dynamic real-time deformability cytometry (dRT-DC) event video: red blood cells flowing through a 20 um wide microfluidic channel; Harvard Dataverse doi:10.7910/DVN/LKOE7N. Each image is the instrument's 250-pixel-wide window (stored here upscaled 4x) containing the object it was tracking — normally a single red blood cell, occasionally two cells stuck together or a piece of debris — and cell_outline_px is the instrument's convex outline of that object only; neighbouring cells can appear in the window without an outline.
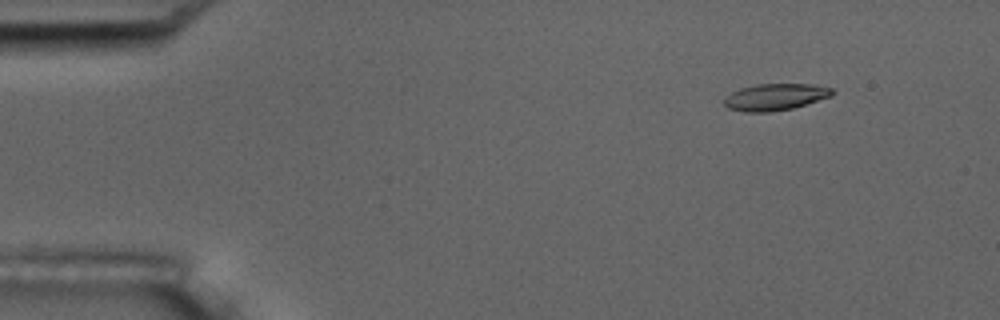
{"species": "common noctule bat (a hibernating species)", "species_latin": "Nyctalus noctula", "temperature_condition": "room temperature", "stored_images_in_passage": 6, "camera_frame_rate_fps": 3000, "um_per_image_px": 0.085, "animal": {"sex": "male", "body_mass_g": 17.5, "forearm_length_mm": 52.3}, "frame": {"image": 1, "passage_image": 2, "time_ms": 1.0, "image_size_px": [1000, 320], "cell_outline_px": [[832, 96], [792, 108], [772, 112], [744, 112], [728, 108], [724, 104], [724, 100], [732, 92], [740, 88], [756, 84], [816, 84], [832, 88]], "centroid_in_image_um": [65.89, 8.24], "position_along_channel_um": 19.1, "area_um2": 16.76}}
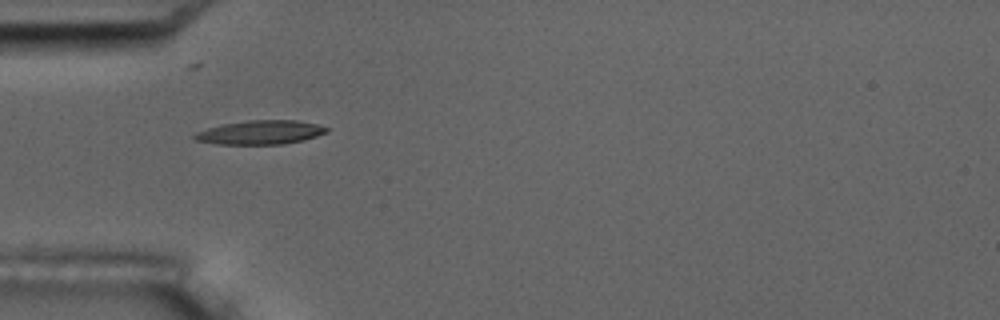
{"frame": {"image": 2, "passage_image": 5, "time_ms": 4.667, "image_size_px": [1000, 320], "cell_outline_px": [[328, 132], [304, 140], [284, 144], [216, 144], [196, 140], [192, 136], [196, 132], [208, 128], [224, 124], [248, 120], [296, 120], [316, 124], [328, 128]], "centroid_in_image_um": [22.14, 11.25], "position_along_channel_um": 62.9, "area_um2": 18.32}}